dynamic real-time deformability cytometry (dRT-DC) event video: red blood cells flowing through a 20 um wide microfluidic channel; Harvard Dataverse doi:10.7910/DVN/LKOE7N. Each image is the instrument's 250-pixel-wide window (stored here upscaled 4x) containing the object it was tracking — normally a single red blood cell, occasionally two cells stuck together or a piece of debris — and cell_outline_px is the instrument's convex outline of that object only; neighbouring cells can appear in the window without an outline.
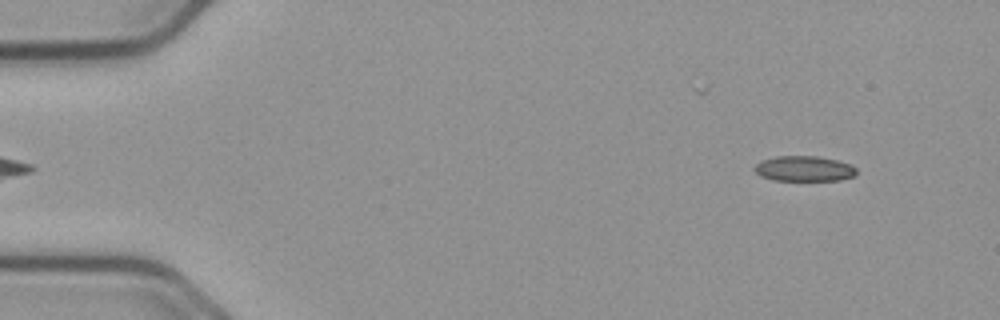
{"species": "common noctule bat (a hibernating species)", "species_latin": "Nyctalus noctula", "temperature_condition": "cold", "stored_images_in_passage": 55, "camera_frame_rate_fps": 3000, "um_per_image_px": 0.085, "animal": {"sex": "male", "body_mass_g": 23.1, "forearm_length_mm": 52.7}, "frame": {"image": 1, "passage_image": 4, "time_ms": 1.0, "image_size_px": [1000, 320], "cell_outline_px": [[856, 176], [840, 180], [772, 180], [760, 176], [752, 168], [760, 160], [776, 156], [816, 156], [836, 160], [852, 164], [856, 168]], "centroid_in_image_um": [68.34, 14.33], "position_along_channel_um": 16.7, "area_um2": 15.2}}
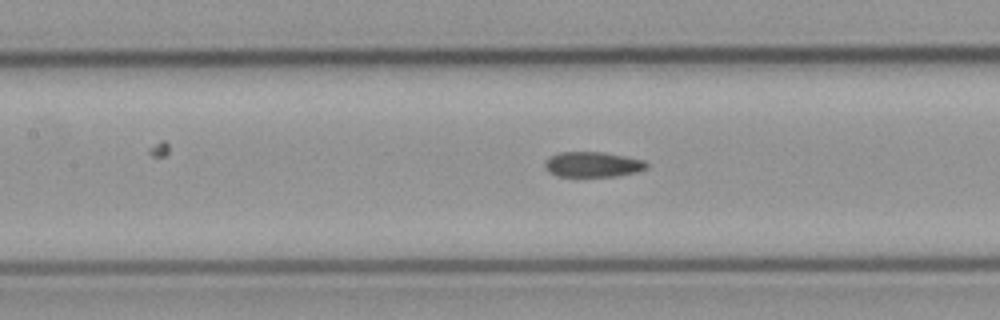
{"frame": {"image": 2, "passage_image": 24, "time_ms": 7.667, "image_size_px": [1000, 320], "cell_outline_px": [[648, 168], [636, 172], [616, 176], [556, 176], [548, 172], [544, 168], [544, 160], [548, 156], [560, 152], [604, 152], [644, 160], [648, 164]], "centroid_in_image_um": [50.33, 13.97], "position_along_channel_um": 157.1, "area_um2": 15.14}}
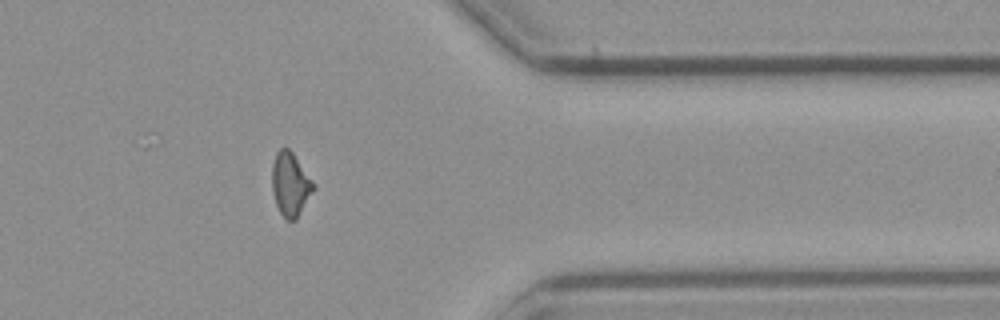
{"frame": {"image": 3, "passage_image": 44, "time_ms": 14.333, "image_size_px": [1000, 320], "cell_outline_px": [[316, 188], [296, 220], [288, 220], [280, 212], [276, 204], [272, 192], [272, 164], [276, 152], [280, 148], [288, 148], [292, 152], [316, 184]], "centroid_in_image_um": [24.7, 15.66], "position_along_channel_um": 386.7, "area_um2": 15.49}, "authors_computed_cell_mechanics": {"area_um2": 15.4326, "velocity_mm_per_s": 3.6769, "shape_relaxation_time_tau1_ms": null, "shape_relaxation_time_tau2_ms": 2.9337, "deformation_change_tau1": null, "deformation_change_tau2": 0.0774}}